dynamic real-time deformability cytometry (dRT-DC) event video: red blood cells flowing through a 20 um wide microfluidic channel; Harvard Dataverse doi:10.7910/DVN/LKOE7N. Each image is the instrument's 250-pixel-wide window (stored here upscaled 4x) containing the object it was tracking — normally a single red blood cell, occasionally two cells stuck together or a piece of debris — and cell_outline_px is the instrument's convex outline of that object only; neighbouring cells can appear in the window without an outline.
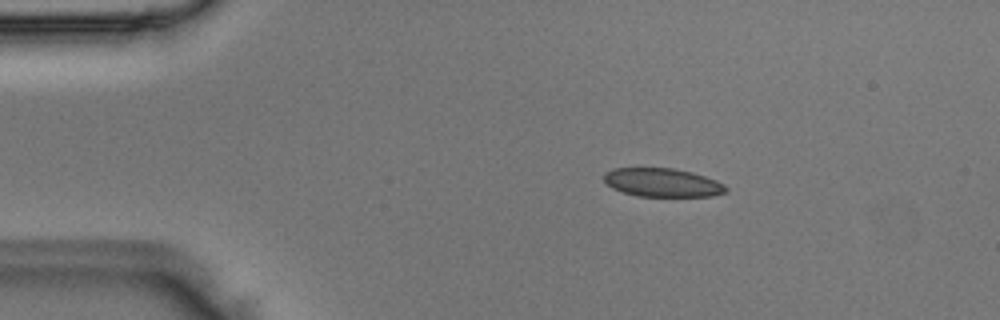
{"species": "Egyptian fruit bat (a non-hibernating species)", "species_latin": "Rousettus aegyptiacus", "temperature_condition": "room temperature", "stored_images_in_passage": 3, "camera_frame_rate_fps": 3000, "um_per_image_px": 0.085, "animal": {"sex": "male"}, "frame": {"image": 1, "passage_image": 2, "time_ms": 0.333, "image_size_px": [1000, 320], "cell_outline_px": [[728, 188], [724, 192], [712, 196], [636, 196], [612, 188], [604, 180], [604, 172], [612, 168], [672, 168], [692, 172], [716, 180], [724, 184]], "centroid_in_image_um": [56.29, 15.51], "position_along_channel_um": 28.7, "area_um2": 20.23}}